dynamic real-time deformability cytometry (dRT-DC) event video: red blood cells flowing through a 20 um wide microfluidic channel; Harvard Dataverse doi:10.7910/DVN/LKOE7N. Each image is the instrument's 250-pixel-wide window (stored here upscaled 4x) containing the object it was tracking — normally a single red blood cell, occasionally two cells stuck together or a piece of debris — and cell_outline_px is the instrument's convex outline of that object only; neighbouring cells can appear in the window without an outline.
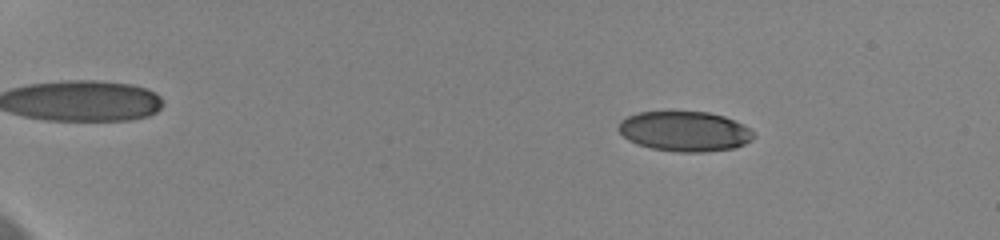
{"species": "human", "species_latin": "Homo sapiens", "temperature_condition": "cold", "stored_images_in_passage": 58, "camera_frame_rate_fps": 3000, "um_per_image_px": 0.085, "donor": {"sex": "female"}, "frame": {"image": 1, "passage_image": 10, "time_ms": 3.0, "image_size_px": [1000, 240], "cell_outline_px": [[756, 136], [752, 140], [744, 144], [732, 148], [704, 152], [680, 152], [652, 148], [636, 144], [628, 140], [616, 128], [620, 120], [628, 116], [640, 112], [708, 112], [724, 116], [744, 124]], "centroid_in_image_um": [58.19, 11.16], "position_along_channel_um": 26.8, "area_um2": 31.5}}
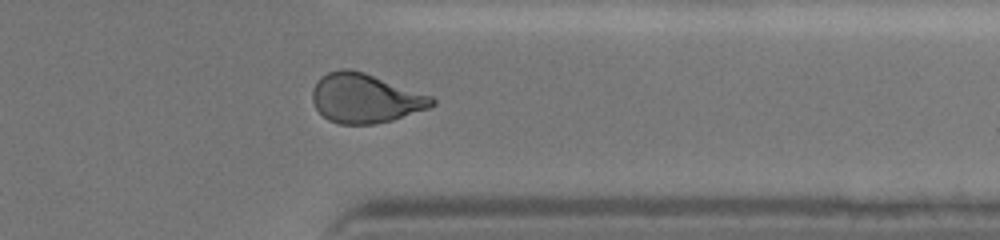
{"frame": {"image": 2, "passage_image": 49, "time_ms": 16.0, "image_size_px": [1000, 240], "cell_outline_px": [[436, 104], [428, 108], [392, 120], [372, 124], [340, 124], [328, 120], [316, 108], [312, 100], [312, 92], [320, 76], [328, 72], [340, 68], [348, 68], [364, 72], [432, 96], [436, 100]], "centroid_in_image_um": [31.04, 8.34], "position_along_channel_um": 380.4, "area_um2": 34.22}}
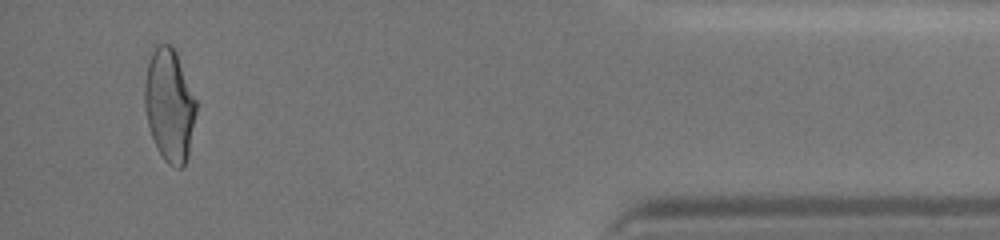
{"frame": {"image": 3, "passage_image": 56, "time_ms": 18.333, "image_size_px": [1000, 240], "cell_outline_px": [[196, 112], [188, 156], [184, 168], [176, 168], [168, 164], [164, 160], [156, 148], [148, 124], [144, 108], [144, 84], [148, 64], [152, 52], [156, 44], [172, 44], [176, 52], [196, 100]], "centroid_in_image_um": [14.39, 8.97], "position_along_channel_um": 420.8, "area_um2": 33.87}, "authors_computed_cell_mechanics": {"area_um2": 33.5818, "velocity_mm_per_s": 3.6475, "shape_relaxation_time_tau1_ms": 4.9153, "shape_relaxation_time_tau2_ms": 1.7568, "deformation_change_tau1": 0.1557, "deformation_change_tau2": 0.0613}}